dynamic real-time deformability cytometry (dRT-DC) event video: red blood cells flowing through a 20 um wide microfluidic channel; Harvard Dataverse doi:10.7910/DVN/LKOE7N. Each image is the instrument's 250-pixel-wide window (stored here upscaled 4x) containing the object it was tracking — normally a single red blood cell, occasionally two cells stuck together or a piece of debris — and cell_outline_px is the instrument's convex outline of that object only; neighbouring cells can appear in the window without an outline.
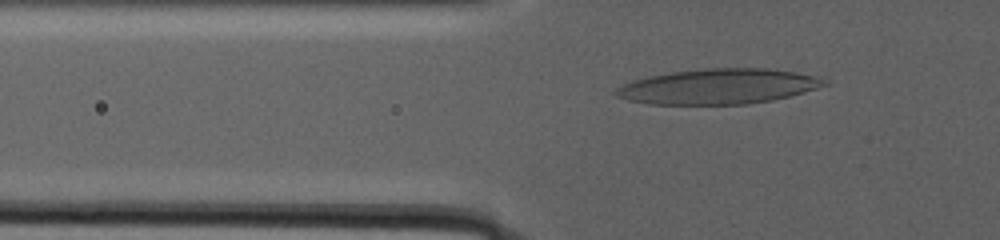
{"species": "human", "species_latin": "Homo sapiens", "temperature_condition": "warm", "stored_images_in_passage": 106, "camera_frame_rate_fps": 3000, "um_per_image_px": 0.085, "donor": {"sex": "male"}, "frame": {"image": 1, "passage_image": 35, "time_ms": 10.0, "image_size_px": [1000, 240], "cell_outline_px": [[832, 84], [788, 96], [772, 100], [748, 104], [648, 104], [628, 100], [616, 96], [612, 92], [616, 88], [632, 80], [648, 76], [672, 72], [704, 68], [768, 68], [796, 72], [812, 76], [824, 80]], "centroid_in_image_um": [61.02, 7.35], "position_along_channel_um": 64.8, "area_um2": 42.71}}
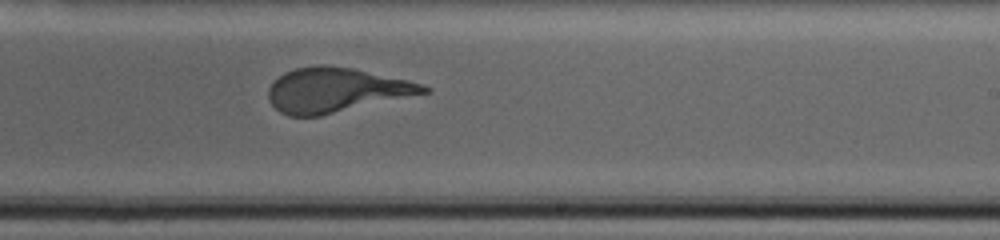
{"frame": {"image": 2, "passage_image": 75, "time_ms": 20.0, "image_size_px": [1000, 240], "cell_outline_px": [[432, 92], [320, 116], [288, 116], [280, 112], [268, 100], [268, 88], [284, 72], [296, 68], [316, 64], [324, 64], [352, 68], [408, 80], [424, 84], [432, 88]], "centroid_in_image_um": [28.59, 7.66], "position_along_channel_um": 260.4, "area_um2": 40.46}}
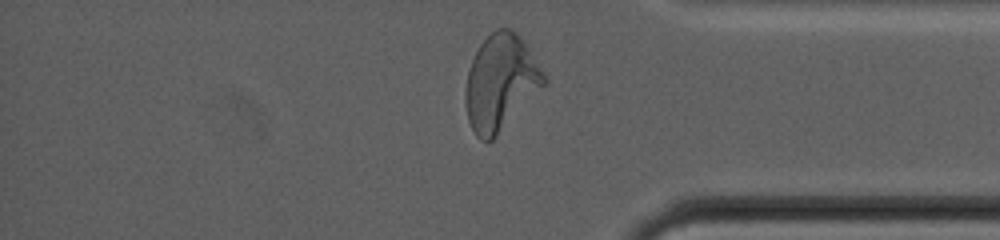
{"frame": {"image": 3, "passage_image": 102, "time_ms": 26.667, "image_size_px": [1000, 240], "cell_outline_px": [[548, 80], [496, 136], [488, 144], [480, 140], [476, 136], [468, 120], [464, 104], [464, 96], [468, 72], [472, 60], [480, 44], [496, 28], [508, 28], [516, 32], [520, 36]], "centroid_in_image_um": [42.51, 7.03], "position_along_channel_um": 392.7, "area_um2": 43.12}}